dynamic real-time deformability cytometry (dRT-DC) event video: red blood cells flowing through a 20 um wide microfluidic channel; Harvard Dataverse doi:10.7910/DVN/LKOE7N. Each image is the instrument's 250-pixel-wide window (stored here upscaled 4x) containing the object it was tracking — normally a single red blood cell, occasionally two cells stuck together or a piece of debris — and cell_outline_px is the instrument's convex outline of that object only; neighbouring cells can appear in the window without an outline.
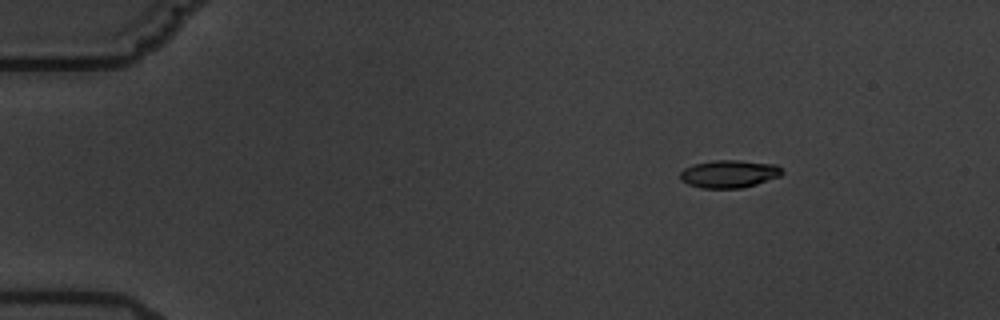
{"species": "common noctule bat (a hibernating species)", "species_latin": "Nyctalus noctula", "temperature_condition": "warm", "stored_images_in_passage": 6, "camera_frame_rate_fps": 3000, "um_per_image_px": 0.085, "animal": {"sex": "male", "body_mass_g": 19.5, "forearm_length_mm": 54.6}, "frame": {"image": 1, "passage_image": 3, "time_ms": 2.333, "image_size_px": [1000, 320], "cell_outline_px": [[784, 172], [780, 176], [756, 184], [740, 188], [700, 188], [688, 184], [680, 180], [680, 172], [684, 168], [692, 164], [712, 160], [736, 160], [776, 164]], "centroid_in_image_um": [61.94, 14.77], "position_along_channel_um": 23.1, "area_um2": 16.53}}
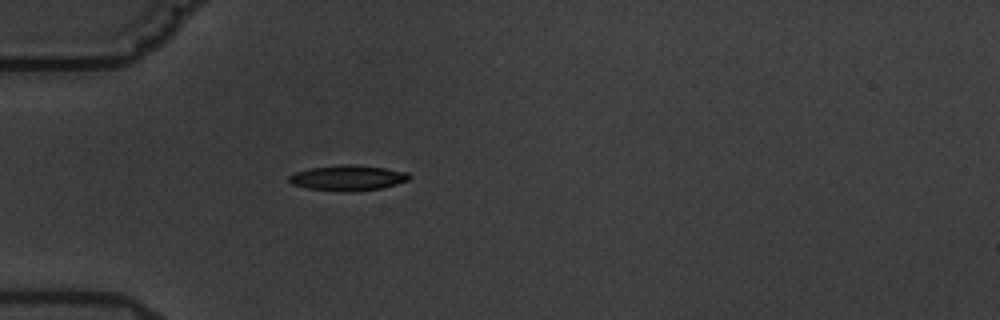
{"frame": {"image": 2, "passage_image": 6, "time_ms": 5.667, "image_size_px": [1000, 320], "cell_outline_px": [[412, 176], [408, 180], [396, 184], [380, 188], [308, 188], [292, 184], [288, 180], [288, 176], [296, 172], [312, 168], [348, 164], [352, 164], [384, 168], [408, 172]], "centroid_in_image_um": [29.6, 15.06], "position_along_channel_um": 55.4, "area_um2": 16.47}}